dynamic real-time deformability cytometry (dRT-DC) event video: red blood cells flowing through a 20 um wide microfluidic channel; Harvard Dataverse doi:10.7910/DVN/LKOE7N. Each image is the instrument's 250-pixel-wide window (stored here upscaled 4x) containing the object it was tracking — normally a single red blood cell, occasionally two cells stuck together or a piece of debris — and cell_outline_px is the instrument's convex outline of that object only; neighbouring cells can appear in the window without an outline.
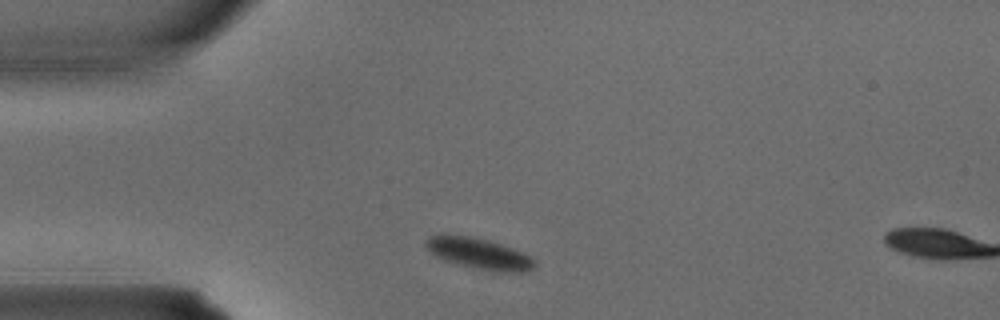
{"species": "common noctule bat (a hibernating species)", "species_latin": "Nyctalus noctula", "temperature_condition": "warm", "stored_images_in_passage": 2, "camera_frame_rate_fps": 3000, "um_per_image_px": 0.085, "animal": {"sex": "male", "body_mass_g": 15.6}, "frame": {"image": 1, "passage_image": 1, "time_ms": 0.0, "image_size_px": [1000, 320], "cell_outline_px": [[536, 264], [532, 268], [524, 272], [496, 272], [460, 264], [444, 260], [436, 256], [424, 244], [424, 240], [428, 236], [472, 236], [488, 240], [524, 252], [536, 260]], "centroid_in_image_um": [40.77, 21.56], "position_along_channel_um": 44.2, "area_um2": 19.31}}